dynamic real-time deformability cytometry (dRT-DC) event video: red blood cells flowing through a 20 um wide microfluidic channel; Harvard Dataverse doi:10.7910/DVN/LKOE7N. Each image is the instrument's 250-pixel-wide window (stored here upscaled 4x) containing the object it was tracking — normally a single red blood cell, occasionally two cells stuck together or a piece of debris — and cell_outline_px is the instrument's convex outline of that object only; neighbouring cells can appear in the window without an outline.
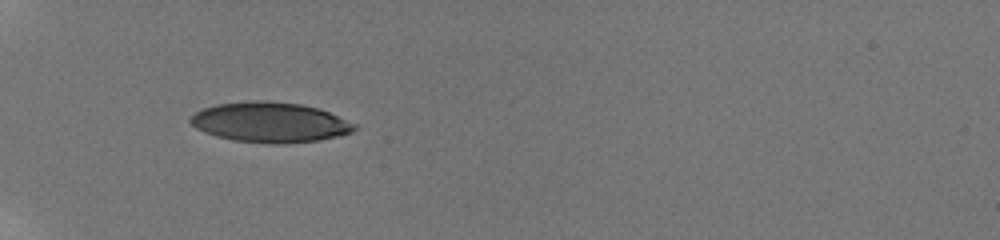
{"species": "human", "species_latin": "Homo sapiens", "temperature_condition": "room temperature", "stored_images_in_passage": 10, "camera_frame_rate_fps": 3000, "um_per_image_px": 0.085, "donor": {"sex": "male"}, "frame": {"image": 1, "passage_image": 1, "time_ms": 0.0, "image_size_px": [1000, 240], "cell_outline_px": [[360, 128], [352, 132], [340, 136], [320, 140], [284, 144], [272, 144], [232, 140], [216, 136], [204, 132], [196, 128], [188, 120], [196, 112], [204, 108], [216, 104], [252, 100], [264, 100], [300, 104], [316, 108], [328, 112], [356, 124]], "centroid_in_image_um": [22.97, 10.4], "position_along_channel_um": 62.0, "area_um2": 38.49}}
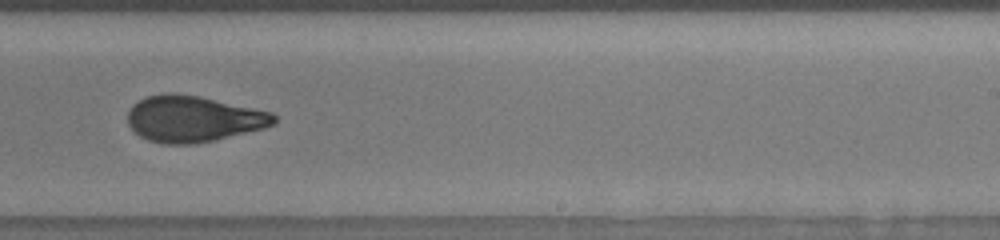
{"frame": {"image": 2, "passage_image": 9, "time_ms": 6.0, "image_size_px": [1000, 240], "cell_outline_px": [[276, 124], [264, 128], [216, 140], [196, 144], [160, 144], [148, 140], [140, 136], [128, 124], [128, 112], [132, 104], [148, 96], [164, 92], [176, 92], [200, 96], [272, 112], [276, 116]], "centroid_in_image_um": [16.43, 10.1], "position_along_channel_um": 272.6, "area_um2": 39.71}}